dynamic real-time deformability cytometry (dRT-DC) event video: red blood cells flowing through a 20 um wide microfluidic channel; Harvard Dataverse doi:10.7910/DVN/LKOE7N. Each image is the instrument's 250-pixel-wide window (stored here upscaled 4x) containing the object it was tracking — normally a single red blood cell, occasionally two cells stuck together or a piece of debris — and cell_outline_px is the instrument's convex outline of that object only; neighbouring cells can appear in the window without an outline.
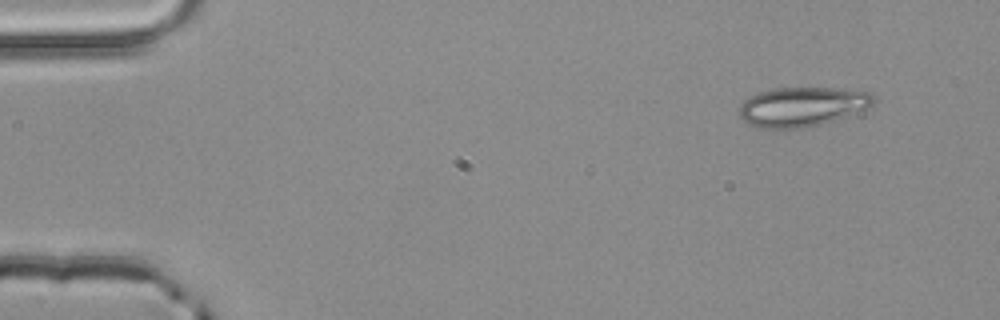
{"species": "common noctule bat (a hibernating species)", "species_latin": "Nyctalus noctula", "temperature_condition": "room temperature", "stored_images_in_passage": 3, "camera_frame_rate_fps": 3000, "um_per_image_px": 0.085, "animal": {"sex": "male", "body_mass_g": 20.4}, "frame": {"image": 1, "passage_image": 1, "time_ms": 0.0, "image_size_px": [1000, 320], "cell_outline_px": [[876, 104], [868, 108], [820, 124], [804, 128], [784, 132], [772, 132], [756, 128], [748, 124], [740, 116], [740, 104], [748, 96], [756, 92], [776, 88], [836, 88], [872, 92], [876, 100]], "centroid_in_image_um": [68.12, 9.11], "position_along_channel_um": 16.9, "area_um2": 31.85}}